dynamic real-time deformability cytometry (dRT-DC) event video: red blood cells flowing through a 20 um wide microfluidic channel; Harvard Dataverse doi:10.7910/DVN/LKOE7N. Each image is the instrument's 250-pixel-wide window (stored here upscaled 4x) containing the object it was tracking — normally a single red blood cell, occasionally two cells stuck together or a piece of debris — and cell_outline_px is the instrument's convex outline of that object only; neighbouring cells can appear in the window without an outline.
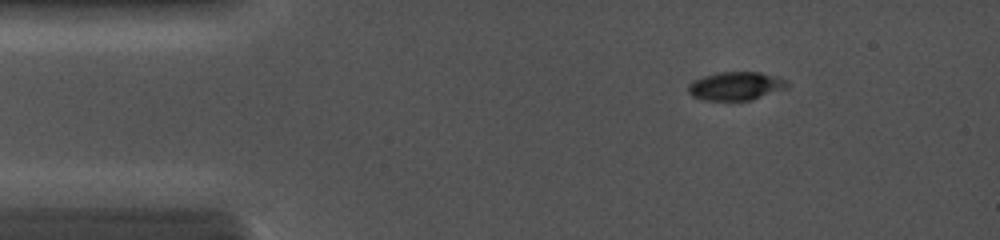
{"species": "common noctule bat (a hibernating species)", "species_latin": "Nyctalus noctula", "temperature_condition": "cold", "stored_images_in_passage": 3, "camera_frame_rate_fps": 5000, "um_per_image_px": 0.085, "animal": {"sex": "female", "body_mass_g": 19.0, "forearm_length_mm": 56.7}, "frame": {"image": 1, "passage_image": 1, "time_ms": 0.0, "image_size_px": [1000, 240], "cell_outline_px": [[788, 88], [752, 100], [704, 100], [692, 96], [688, 92], [688, 84], [692, 80], [704, 76], [720, 72], [760, 72], [788, 80]], "centroid_in_image_um": [62.55, 7.31], "position_along_channel_um": 22.4, "area_um2": 16.47}}
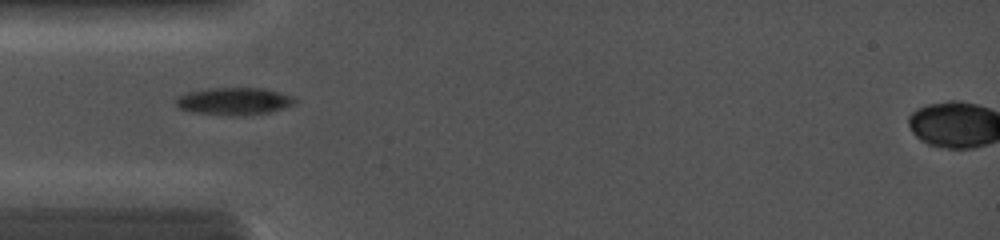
{"frame": {"image": 2, "passage_image": 3, "time_ms": 2.4, "image_size_px": [1000, 240], "cell_outline_px": [[296, 104], [284, 108], [268, 112], [240, 116], [236, 116], [192, 112], [180, 108], [176, 104], [176, 100], [180, 96], [188, 92], [208, 88], [264, 88], [292, 96], [296, 100]], "centroid_in_image_um": [19.92, 8.6], "position_along_channel_um": 65.1, "area_um2": 18.84}}